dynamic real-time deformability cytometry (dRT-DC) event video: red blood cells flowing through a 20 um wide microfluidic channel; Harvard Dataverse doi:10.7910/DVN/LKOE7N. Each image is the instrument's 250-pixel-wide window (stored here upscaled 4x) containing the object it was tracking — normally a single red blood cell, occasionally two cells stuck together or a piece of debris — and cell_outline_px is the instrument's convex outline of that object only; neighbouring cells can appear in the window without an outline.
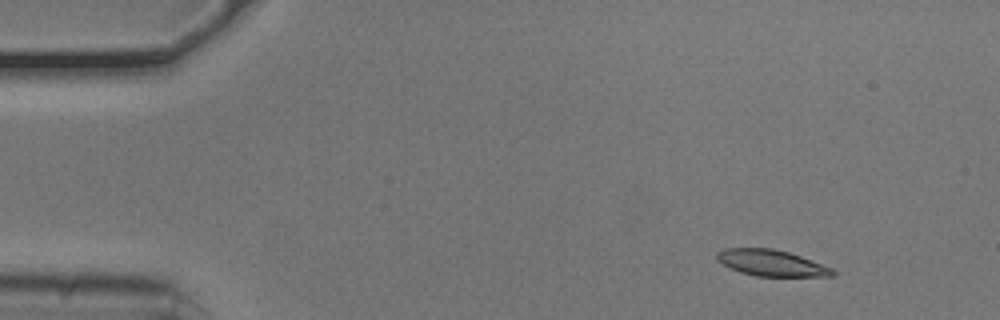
{"species": "common noctule bat (a hibernating species)", "species_latin": "Nyctalus noctula", "temperature_condition": "cold", "stored_images_in_passage": 4, "camera_frame_rate_fps": 3000, "um_per_image_px": 0.085, "animal": {"sex": "male", "body_mass_g": 20.5, "forearm_length_mm": 52.5}, "frame": {"image": 1, "passage_image": 1, "time_ms": 0.0, "image_size_px": [1000, 320], "cell_outline_px": [[836, 276], [756, 276], [740, 272], [716, 260], [716, 252], [724, 248], [772, 248], [788, 252], [800, 256], [832, 268], [836, 272]], "centroid_in_image_um": [65.55, 22.35], "position_along_channel_um": 19.4, "area_um2": 17.57}}